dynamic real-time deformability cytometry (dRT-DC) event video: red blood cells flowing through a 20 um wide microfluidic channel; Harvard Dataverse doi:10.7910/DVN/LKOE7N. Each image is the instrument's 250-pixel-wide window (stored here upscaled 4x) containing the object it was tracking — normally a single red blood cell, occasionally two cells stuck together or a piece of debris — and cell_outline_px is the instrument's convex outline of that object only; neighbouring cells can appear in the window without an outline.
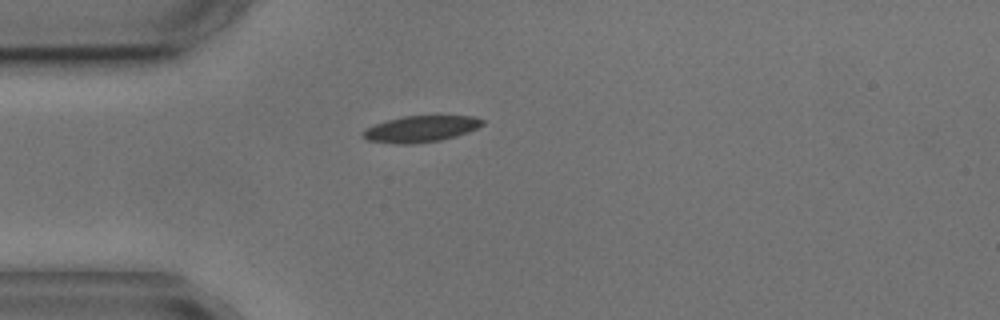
{"species": "common noctule bat (a hibernating species)", "species_latin": "Nyctalus noctula", "temperature_condition": "cold", "stored_images_in_passage": 1, "camera_frame_rate_fps": 3000, "um_per_image_px": 0.085, "animal": {"sex": "male", "body_mass_g": 17.9, "forearm_length_mm": 54.2}, "frame": {"image": 1, "passage_image": 1, "time_ms": 0.0, "image_size_px": [1000, 320], "cell_outline_px": [[484, 124], [468, 132], [456, 136], [440, 140], [412, 144], [396, 144], [368, 140], [360, 136], [360, 132], [364, 128], [388, 120], [404, 116], [476, 116], [484, 120]], "centroid_in_image_um": [35.73, 10.96], "position_along_channel_um": 49.3, "area_um2": 18.38}}